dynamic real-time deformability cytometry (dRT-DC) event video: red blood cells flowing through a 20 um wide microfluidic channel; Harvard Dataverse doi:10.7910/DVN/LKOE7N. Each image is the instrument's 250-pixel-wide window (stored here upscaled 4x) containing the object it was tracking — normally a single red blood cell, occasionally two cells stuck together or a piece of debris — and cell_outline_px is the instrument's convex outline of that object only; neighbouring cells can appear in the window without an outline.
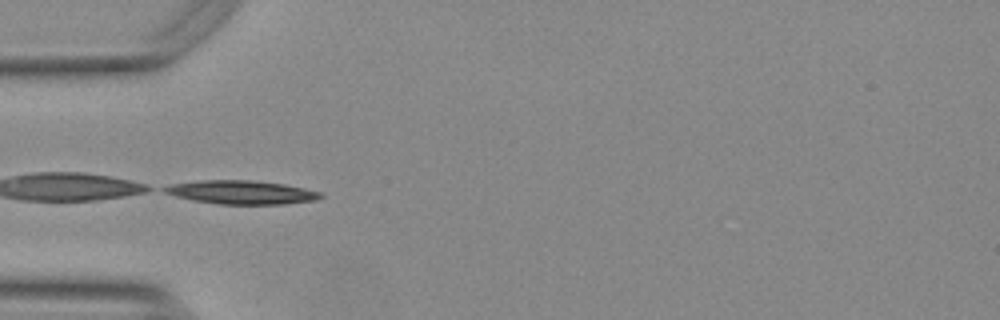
{"species": "Egyptian fruit bat (a non-hibernating species)", "species_latin": "Rousettus aegyptiacus", "temperature_condition": "warm", "stored_images_in_passage": 35, "camera_frame_rate_fps": 3000, "um_per_image_px": 0.085, "animal": {"sex": "female"}, "frame": {"image": 1, "passage_image": 1, "time_ms": 0.0, "image_size_px": [1000, 320], "cell_outline_px": [[324, 196], [316, 200], [284, 204], [216, 204], [192, 200], [176, 196], [164, 192], [160, 188], [172, 184], [196, 180], [252, 180], [284, 184], [304, 188], [320, 192]], "centroid_in_image_um": [20.5, 16.34], "position_along_channel_um": 64.5, "area_um2": 21.56}}
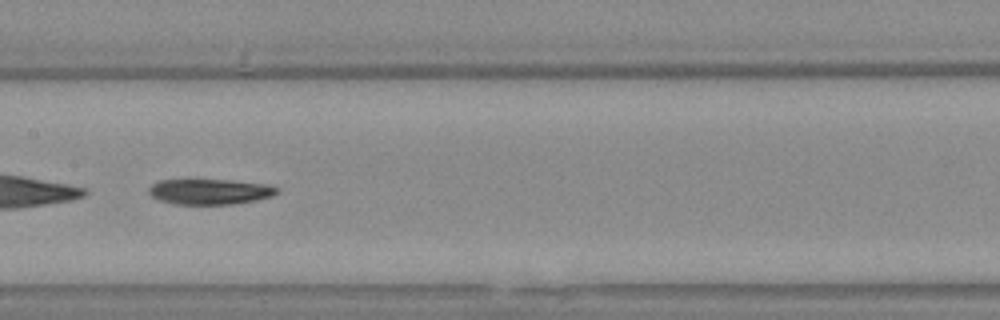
{"frame": {"image": 2, "passage_image": 11, "time_ms": 3.333, "image_size_px": [1000, 320], "cell_outline_px": [[280, 192], [272, 196], [256, 200], [232, 204], [176, 204], [160, 200], [152, 196], [148, 192], [148, 188], [152, 184], [160, 180], [184, 176], [188, 176], [268, 184], [280, 188]], "centroid_in_image_um": [17.79, 16.23], "position_along_channel_um": 189.6, "area_um2": 20.06}, "authors_computed_cell_mechanics": {"area_um2": 19.9988, "velocity_mm_per_s": 3.7882, "shape_relaxation_time_tau1_ms": null, "shape_relaxation_time_tau2_ms": 8.8766, "deformation_change_tau1": null, "deformation_change_tau2": 0.1621}}